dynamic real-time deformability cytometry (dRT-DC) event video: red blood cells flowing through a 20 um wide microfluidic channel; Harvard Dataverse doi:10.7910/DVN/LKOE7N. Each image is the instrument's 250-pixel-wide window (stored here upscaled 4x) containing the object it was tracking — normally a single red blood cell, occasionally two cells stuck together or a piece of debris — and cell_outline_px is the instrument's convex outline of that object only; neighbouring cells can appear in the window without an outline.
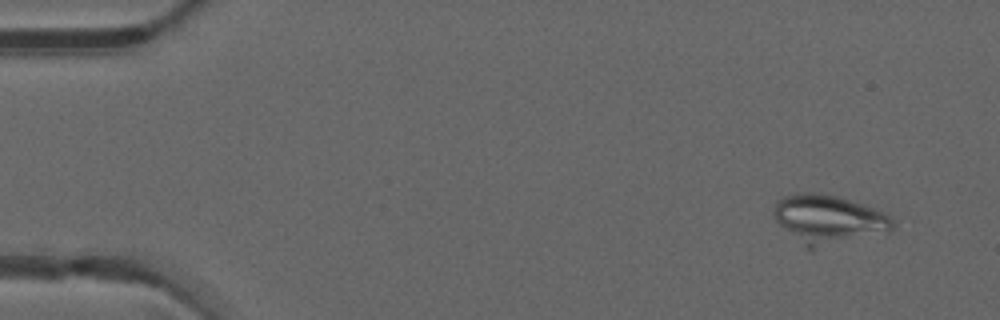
{"species": "common noctule bat (a hibernating species)", "species_latin": "Nyctalus noctula", "temperature_condition": "warm", "stored_images_in_passage": 7, "camera_frame_rate_fps": 3000, "um_per_image_px": 0.085, "animal": {"sex": "male", "forearm_length_mm": 52.5}, "frame": {"image": 1, "passage_image": 2, "time_ms": 0.333, "image_size_px": [1000, 320], "cell_outline_px": [[896, 228], [888, 232], [812, 252], [808, 252], [776, 220], [772, 212], [780, 196], [796, 192], [816, 192], [836, 196], [872, 208], [888, 216], [896, 224]], "centroid_in_image_um": [70.39, 18.7], "position_along_channel_um": 14.6, "area_um2": 34.51}}